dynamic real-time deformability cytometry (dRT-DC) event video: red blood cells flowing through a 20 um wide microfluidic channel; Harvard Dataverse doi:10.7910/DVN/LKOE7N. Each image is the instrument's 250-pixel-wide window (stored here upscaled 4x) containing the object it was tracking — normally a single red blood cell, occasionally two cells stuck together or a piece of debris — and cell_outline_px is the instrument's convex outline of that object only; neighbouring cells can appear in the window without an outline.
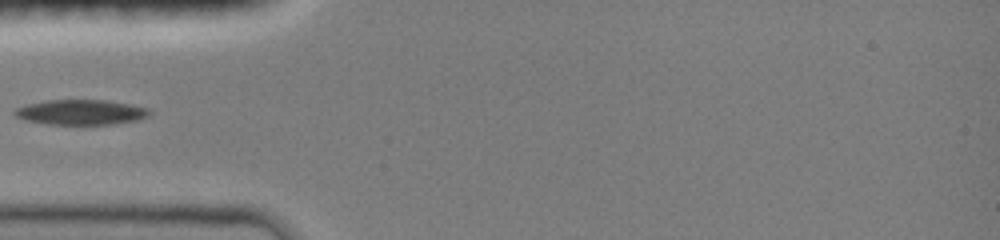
{"species": "common noctule bat (a hibernating species)", "species_latin": "Nyctalus noctula", "temperature_condition": "room temperature", "stored_images_in_passage": 10, "camera_frame_rate_fps": 3000, "um_per_image_px": 0.085, "animal": {"sex": "female", "body_mass_g": 19.0, "forearm_length_mm": 51.5}, "frame": {"image": 1, "passage_image": 5, "time_ms": 1.333, "image_size_px": [1000, 240], "cell_outline_px": [[152, 112], [148, 116], [140, 120], [112, 124], [48, 124], [24, 120], [16, 116], [12, 112], [16, 108], [28, 104], [44, 100], [104, 100], [128, 104], [148, 108]], "centroid_in_image_um": [6.87, 9.54], "position_along_channel_um": 78.1, "area_um2": 19.71}}
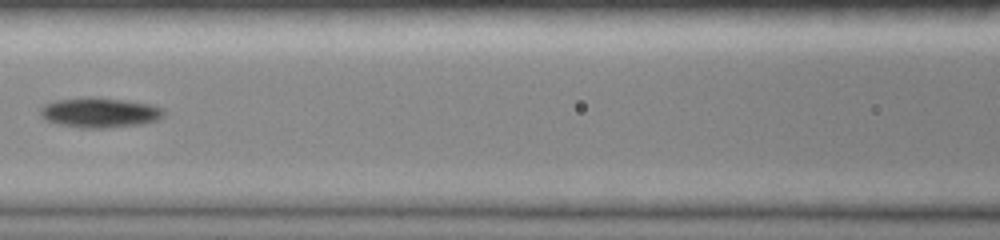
{"frame": {"image": 2, "passage_image": 7, "time_ms": 2.0, "image_size_px": [1000, 240], "cell_outline_px": [[164, 116], [156, 120], [144, 124], [108, 128], [80, 128], [60, 124], [44, 120], [40, 116], [40, 108], [44, 104], [56, 100], [88, 96], [96, 96], [152, 104], [164, 108]], "centroid_in_image_um": [8.48, 9.56], "position_along_channel_um": 158.1, "area_um2": 22.02}}
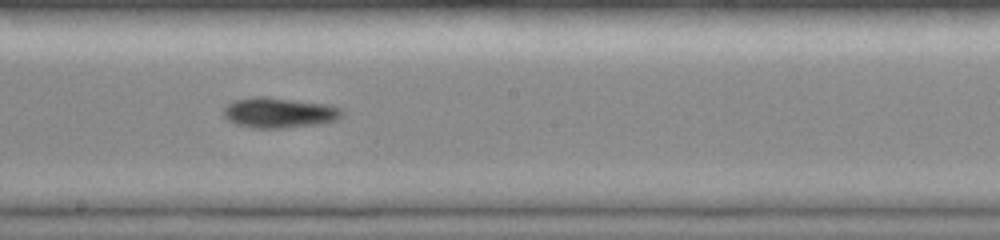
{"frame": {"image": 3, "passage_image": 9, "time_ms": 2.667, "image_size_px": [1000, 240], "cell_outline_px": [[344, 112], [336, 120], [320, 124], [284, 128], [252, 128], [236, 124], [228, 120], [224, 116], [224, 108], [232, 100], [252, 96], [268, 96], [328, 104], [344, 108]], "centroid_in_image_um": [23.74, 9.56], "position_along_channel_um": 224.5, "area_um2": 21.33}}